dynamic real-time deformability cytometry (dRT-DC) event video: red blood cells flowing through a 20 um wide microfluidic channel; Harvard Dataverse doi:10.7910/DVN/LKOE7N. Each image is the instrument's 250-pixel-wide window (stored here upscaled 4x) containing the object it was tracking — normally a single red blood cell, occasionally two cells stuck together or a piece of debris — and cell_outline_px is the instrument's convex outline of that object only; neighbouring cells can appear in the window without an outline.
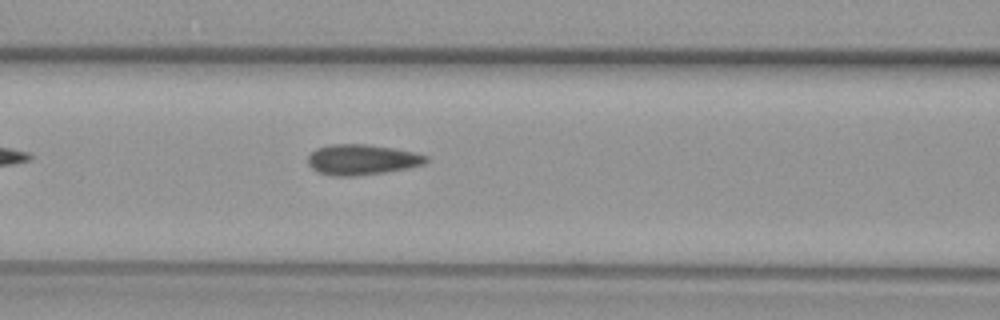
{"species": "common noctule bat (a hibernating species)", "species_latin": "Nyctalus noctula", "temperature_condition": "warm", "stored_images_in_passage": 27, "camera_frame_rate_fps": 3000, "um_per_image_px": 0.085, "animal": {"sex": "female", "body_mass_g": 29.2, "forearm_length_mm": 56.3}, "frame": {"image": 1, "passage_image": 7, "time_ms": 2.0, "image_size_px": [1000, 320], "cell_outline_px": [[428, 160], [424, 164], [408, 168], [384, 172], [356, 176], [332, 176], [316, 172], [308, 164], [308, 156], [316, 148], [332, 144], [364, 144], [392, 148], [416, 152], [428, 156]], "centroid_in_image_um": [30.75, 13.57], "position_along_channel_um": 135.8, "area_um2": 21.04}}
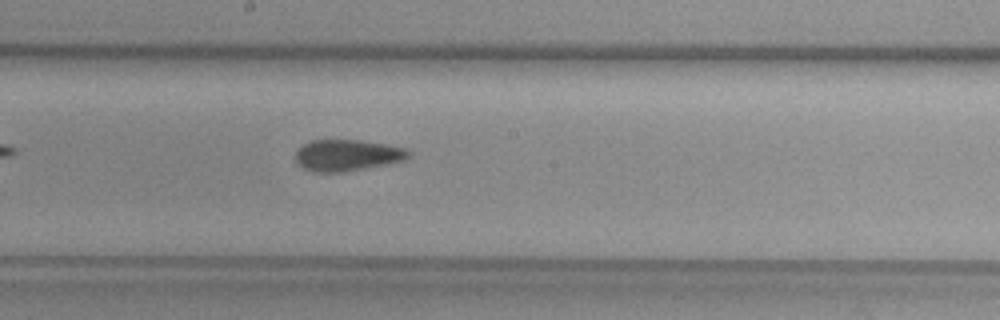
{"frame": {"image": 2, "passage_image": 13, "time_ms": 4.0, "image_size_px": [1000, 320], "cell_outline_px": [[412, 156], [404, 160], [388, 164], [344, 172], [312, 172], [296, 164], [296, 152], [304, 144], [312, 140], [360, 140], [388, 144], [404, 148], [412, 152]], "centroid_in_image_um": [29.55, 13.2], "position_along_channel_um": 218.7, "area_um2": 20.87}}
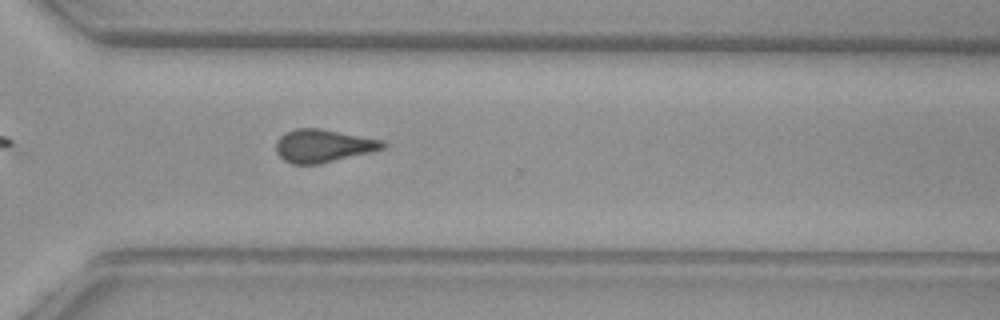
{"frame": {"image": 3, "passage_image": 22, "time_ms": 7.0, "image_size_px": [1000, 320], "cell_outline_px": [[388, 144], [384, 148], [320, 164], [292, 164], [284, 160], [276, 152], [276, 140], [284, 132], [296, 128], [320, 128], [380, 140]], "centroid_in_image_um": [27.4, 12.39], "position_along_channel_um": 343.2, "area_um2": 20.29}}